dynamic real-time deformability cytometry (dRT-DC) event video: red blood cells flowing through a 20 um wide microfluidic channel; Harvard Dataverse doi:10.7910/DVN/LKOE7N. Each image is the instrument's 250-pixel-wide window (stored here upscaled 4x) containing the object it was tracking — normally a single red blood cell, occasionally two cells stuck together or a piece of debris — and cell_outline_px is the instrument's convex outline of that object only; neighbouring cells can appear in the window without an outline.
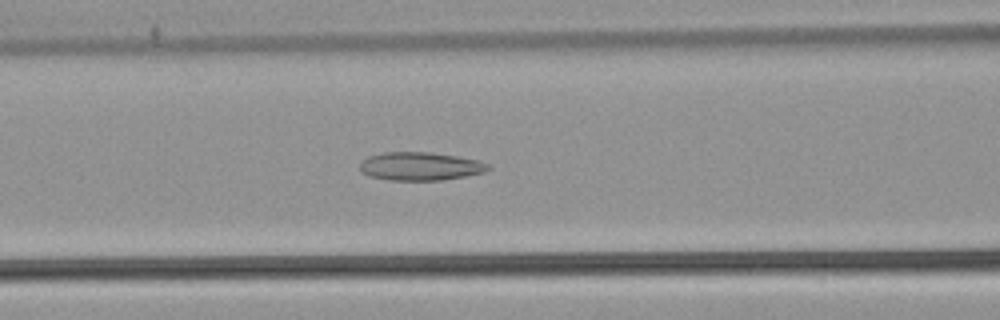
{"species": "common noctule bat (a hibernating species)", "species_latin": "Nyctalus noctula", "temperature_condition": "warm", "stored_images_in_passage": 41, "camera_frame_rate_fps": 3000, "um_per_image_px": 0.085, "animal": {"sex": "male", "body_mass_g": 21.5, "forearm_length_mm": 52.0}, "frame": {"image": 1, "passage_image": 13, "time_ms": 4.0, "image_size_px": [1000, 320], "cell_outline_px": [[492, 168], [484, 172], [444, 180], [388, 180], [368, 176], [360, 168], [360, 164], [368, 156], [384, 152], [432, 152], [480, 160], [488, 164]], "centroid_in_image_um": [35.75, 14.13], "position_along_channel_um": 130.9, "area_um2": 21.15}}
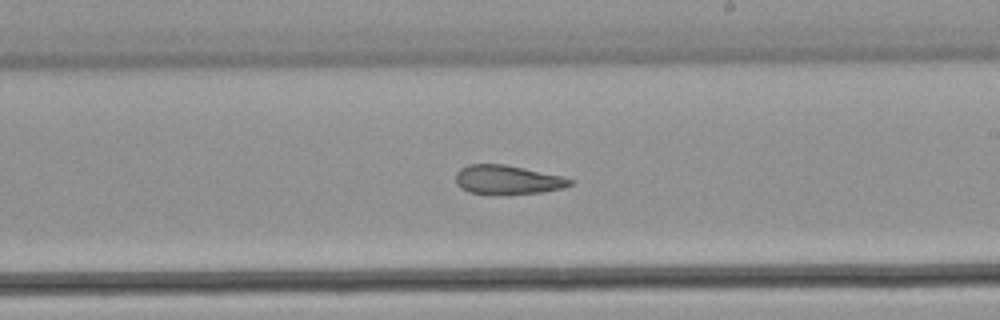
{"frame": {"image": 2, "passage_image": 22, "time_ms": 7.0, "image_size_px": [1000, 320], "cell_outline_px": [[572, 184], [564, 188], [544, 192], [468, 192], [460, 188], [456, 184], [456, 172], [460, 168], [468, 164], [504, 164], [564, 176], [572, 180]], "centroid_in_image_um": [43.14, 15.24], "position_along_channel_um": 245.9, "area_um2": 18.84}}
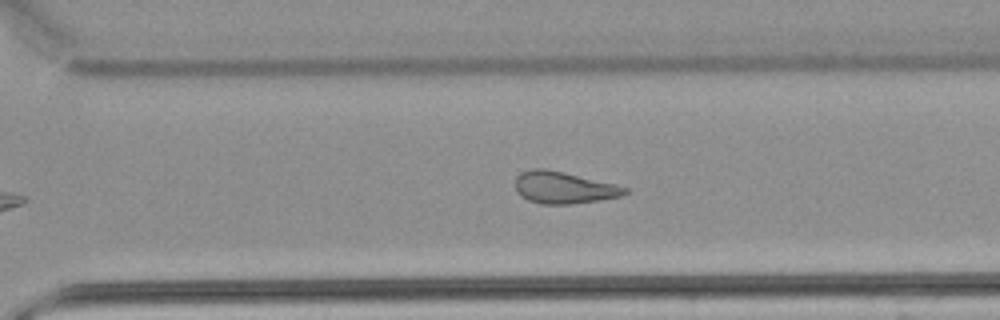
{"frame": {"image": 3, "passage_image": 28, "time_ms": 9.0, "image_size_px": [1000, 320], "cell_outline_px": [[628, 192], [620, 196], [600, 200], [572, 204], [540, 204], [528, 200], [520, 196], [516, 192], [516, 176], [520, 172], [532, 168], [544, 168], [564, 172], [628, 188]], "centroid_in_image_um": [47.85, 15.95], "position_along_channel_um": 322.7, "area_um2": 20.29}, "authors_computed_cell_mechanics": {"area_um2": 21.0392, "velocity_mm_per_s": 3.8416, "shape_relaxation_time_tau1_ms": null, "shape_relaxation_time_tau2_ms": 3.8569, "deformation_change_tau1": null, "deformation_change_tau2": 0.1406}}